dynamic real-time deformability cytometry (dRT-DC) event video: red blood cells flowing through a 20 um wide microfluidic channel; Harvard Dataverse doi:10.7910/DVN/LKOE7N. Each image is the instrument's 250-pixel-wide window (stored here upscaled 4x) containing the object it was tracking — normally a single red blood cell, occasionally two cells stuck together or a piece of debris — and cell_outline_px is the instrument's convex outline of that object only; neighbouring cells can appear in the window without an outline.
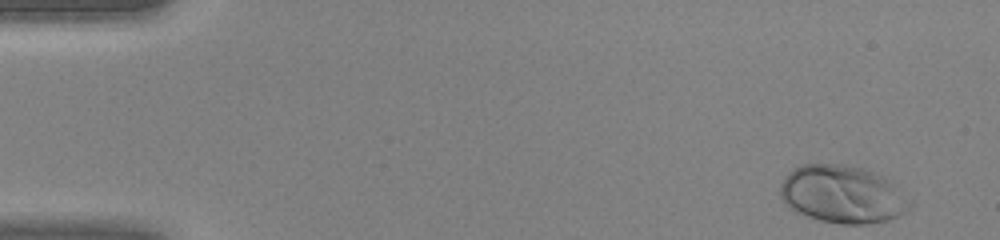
{"species": "human", "species_latin": "Homo sapiens", "temperature_condition": "warm", "stored_images_in_passage": 43, "camera_frame_rate_fps": 3000, "um_per_image_px": 0.085, "donor": {"sex": "female"}, "frame": {"image": 1, "passage_image": 1, "time_ms": 0.0, "image_size_px": [1000, 240], "cell_outline_px": [[916, 204], [908, 212], [888, 220], [864, 224], [840, 224], [820, 220], [796, 212], [780, 196], [780, 184], [788, 172], [792, 168], [800, 164], [840, 164], [864, 168], [876, 172], [884, 176]], "centroid_in_image_um": [71.66, 16.51], "position_along_channel_um": 13.3, "area_um2": 43.99}}
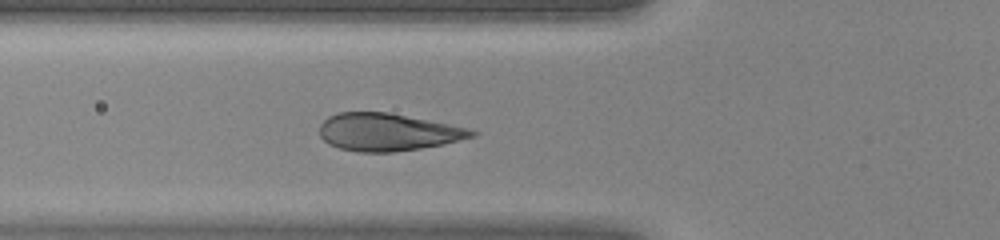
{"frame": {"image": 2, "passage_image": 15, "time_ms": 4.667, "image_size_px": [1000, 240], "cell_outline_px": [[480, 132], [476, 136], [444, 144], [420, 148], [392, 152], [360, 152], [340, 148], [328, 144], [320, 136], [320, 124], [328, 116], [340, 112], [388, 112], [468, 128]], "centroid_in_image_um": [32.96, 11.23], "position_along_channel_um": 92.8, "area_um2": 33.18}}
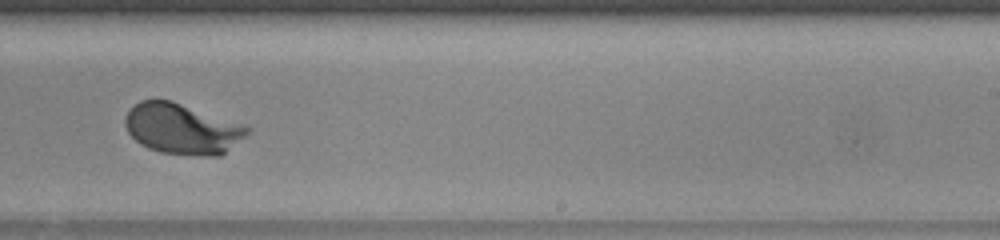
{"frame": {"image": 3, "passage_image": 27, "time_ms": 8.667, "image_size_px": [1000, 240], "cell_outline_px": [[252, 128], [244, 136], [220, 156], [200, 156], [160, 152], [148, 148], [140, 144], [128, 132], [124, 124], [124, 120], [128, 112], [140, 100], [172, 100]], "centroid_in_image_um": [15.45, 10.96], "position_along_channel_um": 273.6, "area_um2": 35.55}}